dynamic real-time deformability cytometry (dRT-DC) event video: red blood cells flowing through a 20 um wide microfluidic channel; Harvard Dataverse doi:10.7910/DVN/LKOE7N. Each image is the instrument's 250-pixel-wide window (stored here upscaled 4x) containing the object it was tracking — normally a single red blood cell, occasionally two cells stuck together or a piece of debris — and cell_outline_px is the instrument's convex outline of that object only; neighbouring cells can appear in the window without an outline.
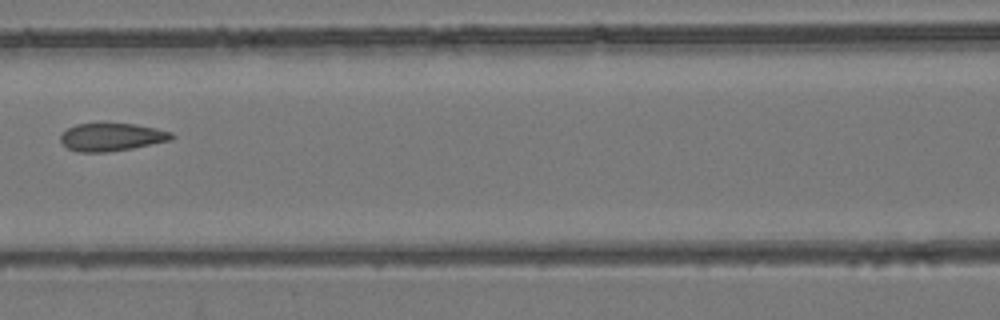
{"species": "common noctule bat (a hibernating species)", "species_latin": "Nyctalus noctula", "temperature_condition": "room temperature", "stored_images_in_passage": 8, "camera_frame_rate_fps": 3000, "um_per_image_px": 0.085, "animal": {"sex": "female", "body_mass_g": 24.6, "forearm_length_mm": 56.2}, "frame": {"image": 1, "passage_image": 8, "time_ms": 8.0, "image_size_px": [1000, 320], "cell_outline_px": [[176, 136], [172, 140], [132, 148], [104, 152], [80, 152], [68, 148], [60, 140], [60, 136], [68, 128], [76, 124], [104, 120], [136, 124], [156, 128], [172, 132]], "centroid_in_image_um": [9.5, 11.59], "position_along_channel_um": 157.1, "area_um2": 18.73}}